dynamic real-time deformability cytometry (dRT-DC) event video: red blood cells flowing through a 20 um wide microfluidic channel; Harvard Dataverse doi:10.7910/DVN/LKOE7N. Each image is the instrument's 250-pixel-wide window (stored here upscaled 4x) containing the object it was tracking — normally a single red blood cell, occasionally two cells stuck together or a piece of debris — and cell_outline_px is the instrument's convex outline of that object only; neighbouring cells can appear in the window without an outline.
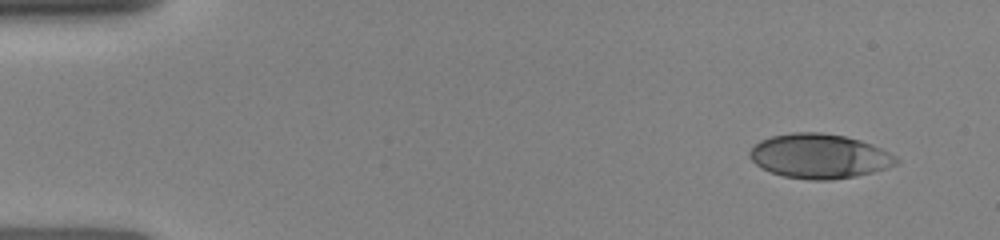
{"species": "human", "species_latin": "Homo sapiens", "temperature_condition": "room temperature", "stored_images_in_passage": 9, "camera_frame_rate_fps": 3000, "um_per_image_px": 0.085, "donor": {"sex": "female"}, "frame": {"image": 1, "passage_image": 1, "time_ms": 0.0, "image_size_px": [1000, 240], "cell_outline_px": [[900, 160], [896, 164], [888, 168], [856, 176], [832, 180], [808, 180], [784, 176], [760, 168], [748, 156], [748, 152], [760, 140], [772, 136], [792, 132], [820, 132], [844, 136], [860, 140], [872, 144], [896, 156]], "centroid_in_image_um": [69.64, 13.27], "position_along_channel_um": 15.4, "area_um2": 38.09}}
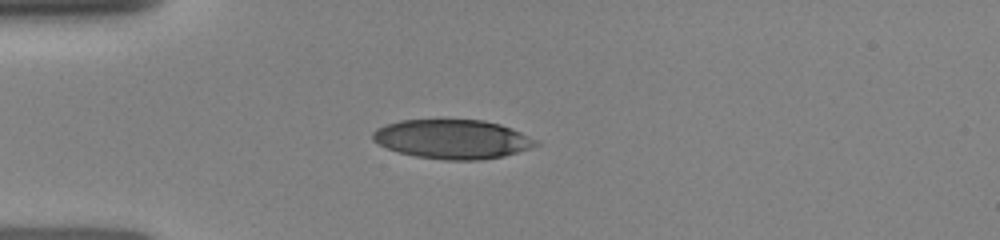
{"frame": {"image": 2, "passage_image": 6, "time_ms": 3.0, "image_size_px": [1000, 240], "cell_outline_px": [[540, 144], [504, 156], [476, 160], [444, 160], [416, 156], [400, 152], [388, 148], [372, 140], [372, 132], [376, 128], [400, 120], [484, 120], [500, 124], [512, 128], [540, 140]], "centroid_in_image_um": [38.49, 11.82], "position_along_channel_um": 46.5, "area_um2": 37.17}}
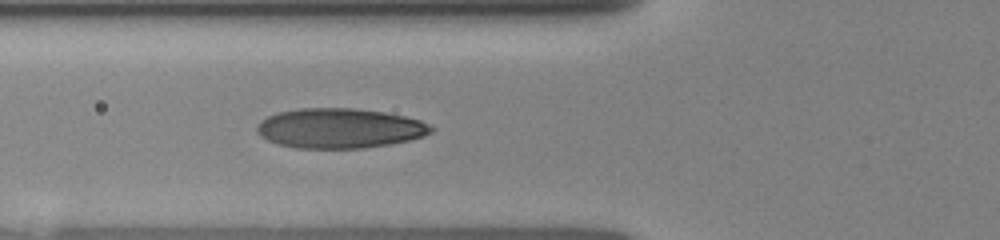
{"frame": {"image": 3, "passage_image": 9, "time_ms": 4.667, "image_size_px": [1000, 240], "cell_outline_px": [[436, 128], [432, 132], [424, 136], [408, 140], [388, 144], [364, 148], [296, 148], [280, 144], [268, 140], [260, 136], [256, 132], [256, 128], [268, 116], [280, 112], [300, 108], [352, 108], [384, 112], [404, 116], [420, 120], [432, 124]], "centroid_in_image_um": [28.92, 10.9], "position_along_channel_um": 96.9, "area_um2": 40.34}}